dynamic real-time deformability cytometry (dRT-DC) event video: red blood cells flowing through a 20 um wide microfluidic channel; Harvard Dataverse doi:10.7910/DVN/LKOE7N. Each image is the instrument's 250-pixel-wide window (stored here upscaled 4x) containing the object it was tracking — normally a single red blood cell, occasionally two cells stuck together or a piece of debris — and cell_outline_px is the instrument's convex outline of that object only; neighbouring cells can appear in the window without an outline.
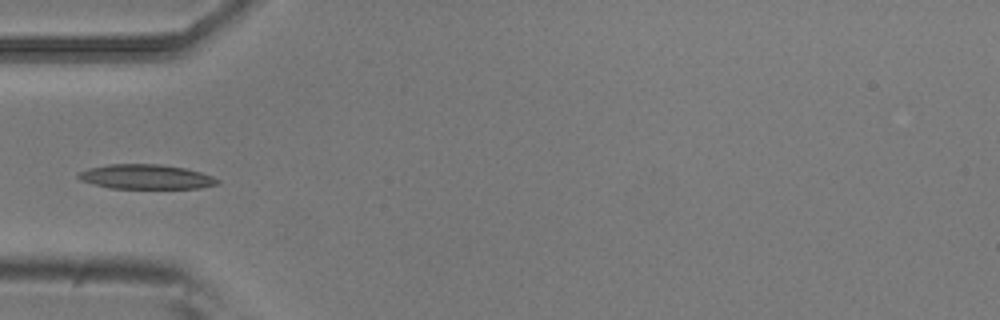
{"species": "common noctule bat (a hibernating species)", "species_latin": "Nyctalus noctula", "temperature_condition": "room temperature", "stored_images_in_passage": 5, "camera_frame_rate_fps": 3000, "um_per_image_px": 0.085, "animal": {"sex": "male", "body_mass_g": 20.5, "forearm_length_mm": 52.5}, "frame": {"image": 1, "passage_image": 4, "time_ms": 1.0, "image_size_px": [1000, 320], "cell_outline_px": [[220, 184], [200, 188], [112, 188], [92, 184], [80, 180], [76, 176], [80, 172], [88, 168], [108, 164], [160, 164], [184, 168], [200, 172], [212, 176], [220, 180]], "centroid_in_image_um": [12.41, 15.03], "position_along_channel_um": 72.6, "area_um2": 19.94}}
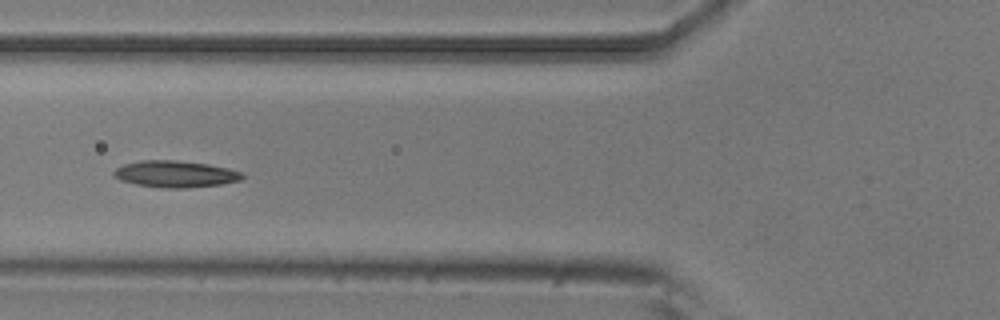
{"frame": {"image": 2, "passage_image": 5, "time_ms": 1.333, "image_size_px": [1000, 320], "cell_outline_px": [[244, 176], [240, 180], [220, 184], [188, 188], [164, 188], [136, 184], [120, 180], [112, 172], [116, 168], [124, 164], [144, 160], [176, 160], [208, 164], [228, 168], [244, 172]], "centroid_in_image_um": [14.93, 14.79], "position_along_channel_um": 110.9, "area_um2": 19.88}}